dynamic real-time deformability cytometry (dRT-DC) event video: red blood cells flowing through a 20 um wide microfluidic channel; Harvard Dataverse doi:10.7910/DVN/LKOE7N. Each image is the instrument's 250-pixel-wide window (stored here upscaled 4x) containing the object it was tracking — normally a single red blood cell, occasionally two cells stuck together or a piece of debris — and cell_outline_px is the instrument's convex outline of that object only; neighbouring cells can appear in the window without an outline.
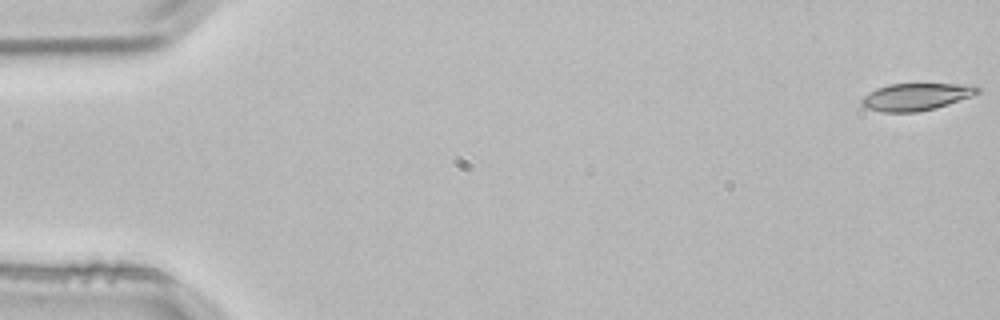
{"species": "common noctule bat (a hibernating species)", "species_latin": "Nyctalus noctula", "temperature_condition": "room temperature", "stored_images_in_passage": 3, "segment_of_instrument_passage": [2, 2], "camera_frame_rate_fps": 3000, "um_per_image_px": 0.085, "animal": {"sex": "male", "body_mass_g": 21.5, "forearm_length_mm": 52.0}, "frame": {"image": 1, "passage_image": 3, "time_ms": 0.667, "image_size_px": [1000, 320], "cell_outline_px": [[980, 92], [972, 96], [936, 108], [916, 112], [880, 112], [868, 108], [860, 104], [860, 100], [868, 92], [876, 88], [888, 84], [976, 84], [980, 88]], "centroid_in_image_um": [77.87, 8.22], "position_along_channel_um": 7.1, "area_um2": 18.55}}